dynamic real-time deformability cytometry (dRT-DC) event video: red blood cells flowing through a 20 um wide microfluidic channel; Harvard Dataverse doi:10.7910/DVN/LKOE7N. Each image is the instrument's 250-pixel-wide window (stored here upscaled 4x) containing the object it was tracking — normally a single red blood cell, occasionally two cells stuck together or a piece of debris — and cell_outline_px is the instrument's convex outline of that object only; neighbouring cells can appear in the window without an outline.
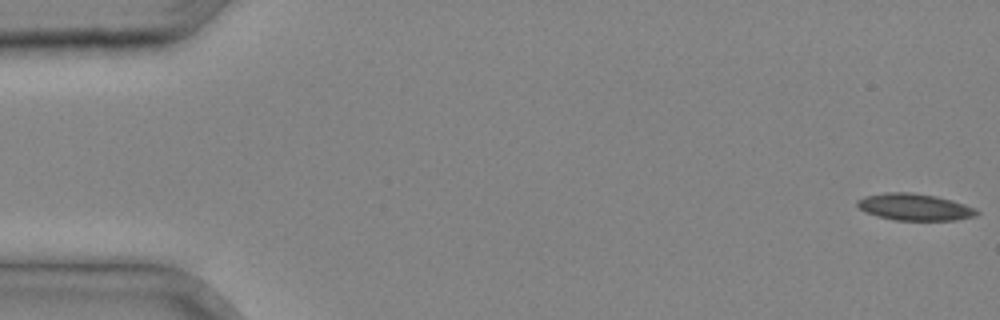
{"species": "common noctule bat (a hibernating species)", "species_latin": "Nyctalus noctula", "temperature_condition": "cold", "stored_images_in_passage": 37, "camera_frame_rate_fps": 3000, "um_per_image_px": 0.085, "animal": {"sex": "male", "body_mass_g": 20.4}, "frame": {"image": 1, "passage_image": 1, "time_ms": 0.0, "image_size_px": [1000, 320], "cell_outline_px": [[980, 212], [976, 216], [956, 220], [896, 220], [876, 216], [864, 212], [856, 204], [856, 200], [864, 196], [884, 192], [912, 192], [936, 196], [952, 200], [976, 208]], "centroid_in_image_um": [77.73, 17.59], "position_along_channel_um": 7.3, "area_um2": 18.84}}
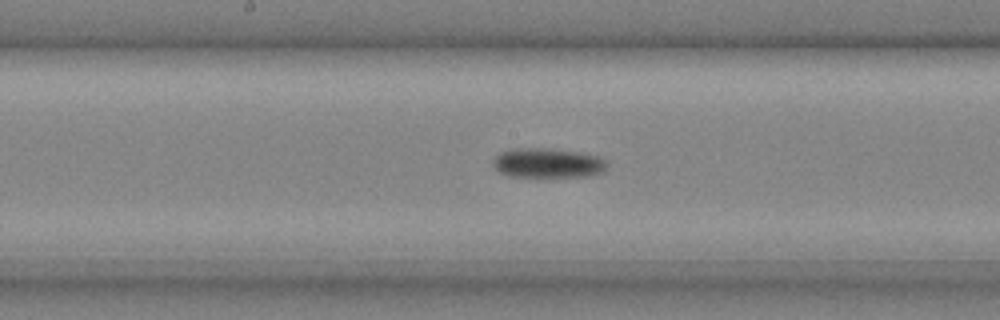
{"frame": {"image": 2, "passage_image": 20, "time_ms": 6.333, "image_size_px": [1000, 320], "cell_outline_px": [[608, 164], [604, 172], [588, 176], [508, 176], [500, 172], [492, 164], [492, 160], [500, 152], [512, 148], [552, 148], [580, 152], [600, 156], [608, 160]], "centroid_in_image_um": [46.6, 13.84], "position_along_channel_um": 201.6, "area_um2": 19.94}}
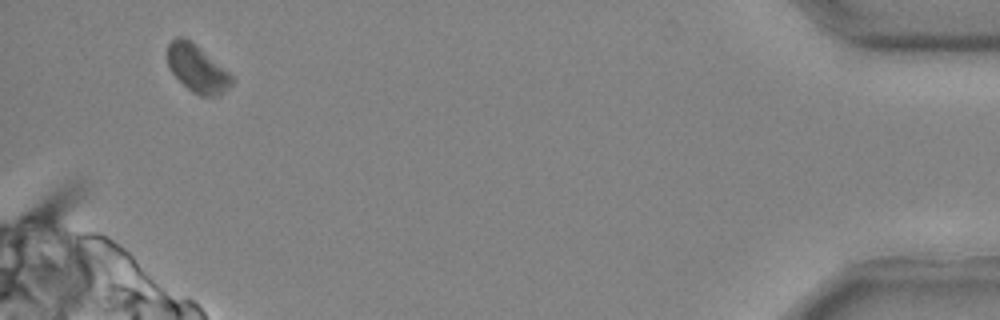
{"frame": {"image": 3, "passage_image": 36, "time_ms": 11.667, "image_size_px": [1000, 320], "cell_outline_px": [[236, 80], [232, 84], [216, 96], [200, 96], [192, 92], [168, 68], [168, 44], [176, 36], [184, 36], [196, 44], [228, 72]], "centroid_in_image_um": [16.75, 5.81], "position_along_channel_um": 418.5, "area_um2": 17.51}}